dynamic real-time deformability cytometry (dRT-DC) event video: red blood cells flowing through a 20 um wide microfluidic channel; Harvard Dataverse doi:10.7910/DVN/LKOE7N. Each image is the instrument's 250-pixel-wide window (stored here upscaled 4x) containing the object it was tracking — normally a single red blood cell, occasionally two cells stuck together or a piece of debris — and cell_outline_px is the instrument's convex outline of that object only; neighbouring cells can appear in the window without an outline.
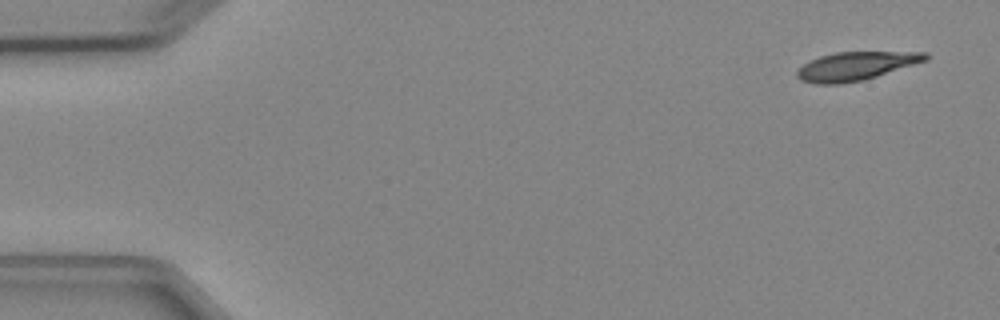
{"species": "Egyptian fruit bat (a non-hibernating species)", "species_latin": "Rousettus aegyptiacus", "temperature_condition": "cold", "stored_images_in_passage": 6, "camera_frame_rate_fps": 3000, "um_per_image_px": 0.085, "animal": {"sex": "female"}, "frame": {"image": 1, "passage_image": 1, "time_ms": 0.0, "image_size_px": [1000, 320], "cell_outline_px": [[928, 60], [864, 80], [840, 84], [816, 84], [800, 80], [796, 76], [796, 72], [804, 64], [820, 56], [836, 52], [928, 52]], "centroid_in_image_um": [72.75, 5.62], "position_along_channel_um": 12.2, "area_um2": 21.21}}
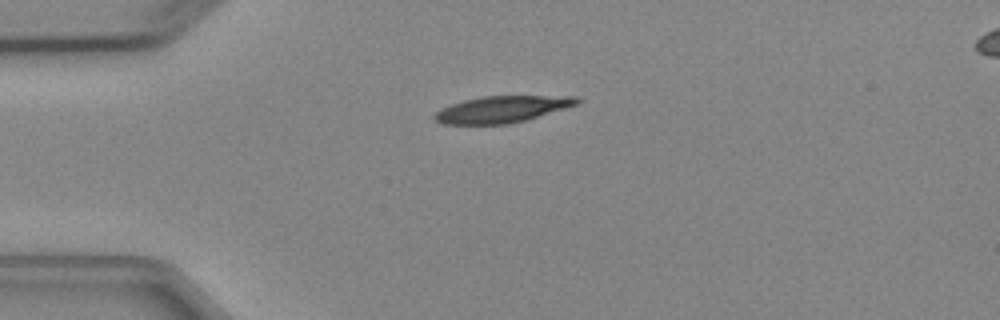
{"frame": {"image": 2, "passage_image": 4, "time_ms": 3.333, "image_size_px": [1000, 320], "cell_outline_px": [[580, 104], [524, 120], [508, 124], [440, 124], [432, 116], [440, 108], [464, 100], [484, 96], [580, 96]], "centroid_in_image_um": [42.67, 9.28], "position_along_channel_um": 42.3, "area_um2": 22.02}}